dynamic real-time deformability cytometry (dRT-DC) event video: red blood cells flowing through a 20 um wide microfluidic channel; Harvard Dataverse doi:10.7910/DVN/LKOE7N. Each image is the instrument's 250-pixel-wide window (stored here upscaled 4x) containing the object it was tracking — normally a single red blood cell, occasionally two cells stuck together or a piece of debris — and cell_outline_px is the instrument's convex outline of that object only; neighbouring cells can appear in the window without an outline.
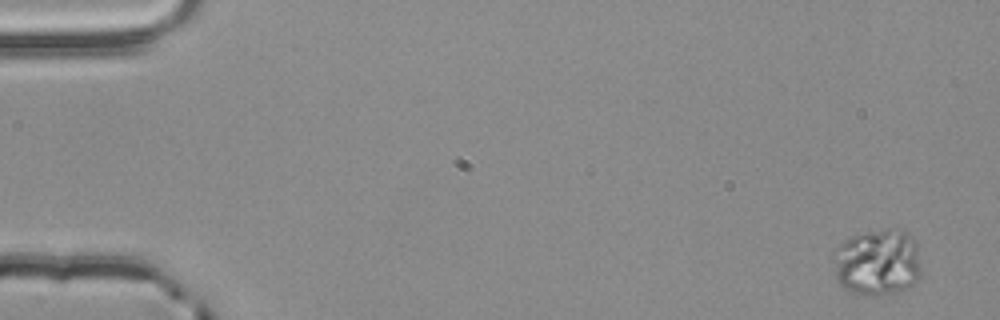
{"species": "common noctule bat (a hibernating species)", "species_latin": "Nyctalus noctula", "temperature_condition": "room temperature", "stored_images_in_passage": 3, "camera_frame_rate_fps": 3000, "um_per_image_px": 0.085, "animal": {"sex": "male", "body_mass_g": 20.4}, "frame": {"image": 1, "passage_image": 1, "time_ms": 0.0, "image_size_px": [1000, 320], "cell_outline_px": [[920, 276], [916, 284], [904, 292], [876, 296], [872, 296], [848, 292], [836, 280], [836, 248], [840, 244], [852, 236], [884, 228], [900, 228], [912, 236], [916, 244], [920, 268]], "centroid_in_image_um": [74.64, 22.33], "position_along_channel_um": 10.4, "area_um2": 34.51}}
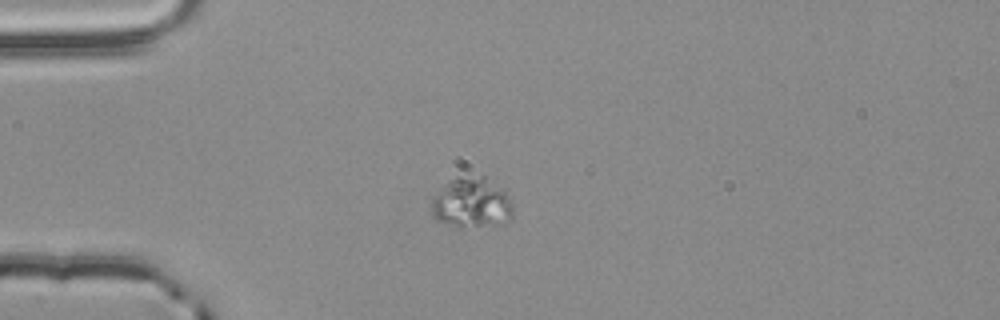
{"frame": {"image": 2, "passage_image": 3, "time_ms": 0.667, "image_size_px": [1000, 320], "cell_outline_px": [[512, 220], [504, 224], [460, 228], [436, 220], [432, 216], [432, 196], [440, 188], [456, 176], [484, 176], [504, 188], [512, 204]], "centroid_in_image_um": [40.1, 17.25], "position_along_channel_um": 44.9, "area_um2": 24.45}}